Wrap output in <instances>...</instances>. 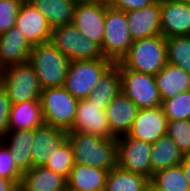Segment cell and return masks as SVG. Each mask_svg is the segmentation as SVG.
I'll return each instance as SVG.
<instances>
[{"mask_svg": "<svg viewBox=\"0 0 190 191\" xmlns=\"http://www.w3.org/2000/svg\"><path fill=\"white\" fill-rule=\"evenodd\" d=\"M108 171L75 163L67 179L70 188L80 191H104Z\"/></svg>", "mask_w": 190, "mask_h": 191, "instance_id": "7402d4cb", "label": "cell"}, {"mask_svg": "<svg viewBox=\"0 0 190 191\" xmlns=\"http://www.w3.org/2000/svg\"><path fill=\"white\" fill-rule=\"evenodd\" d=\"M117 166L145 176L152 177L151 151L152 144L137 140L126 135L116 138Z\"/></svg>", "mask_w": 190, "mask_h": 191, "instance_id": "30bf717a", "label": "cell"}, {"mask_svg": "<svg viewBox=\"0 0 190 191\" xmlns=\"http://www.w3.org/2000/svg\"><path fill=\"white\" fill-rule=\"evenodd\" d=\"M74 164L73 150L66 140L58 149L52 150L44 166L68 179Z\"/></svg>", "mask_w": 190, "mask_h": 191, "instance_id": "4dcf8cb0", "label": "cell"}, {"mask_svg": "<svg viewBox=\"0 0 190 191\" xmlns=\"http://www.w3.org/2000/svg\"><path fill=\"white\" fill-rule=\"evenodd\" d=\"M154 77L162 101L190 90V73L172 63L167 62Z\"/></svg>", "mask_w": 190, "mask_h": 191, "instance_id": "44dd1931", "label": "cell"}, {"mask_svg": "<svg viewBox=\"0 0 190 191\" xmlns=\"http://www.w3.org/2000/svg\"><path fill=\"white\" fill-rule=\"evenodd\" d=\"M29 62L42 89L64 85L70 61L51 42L34 45Z\"/></svg>", "mask_w": 190, "mask_h": 191, "instance_id": "7a4b0ae2", "label": "cell"}, {"mask_svg": "<svg viewBox=\"0 0 190 191\" xmlns=\"http://www.w3.org/2000/svg\"><path fill=\"white\" fill-rule=\"evenodd\" d=\"M15 27L32 46L50 42L52 28L47 19L27 0H24L19 8Z\"/></svg>", "mask_w": 190, "mask_h": 191, "instance_id": "5bb4252c", "label": "cell"}, {"mask_svg": "<svg viewBox=\"0 0 190 191\" xmlns=\"http://www.w3.org/2000/svg\"><path fill=\"white\" fill-rule=\"evenodd\" d=\"M64 191H80L77 189L70 188L68 185L66 186V189Z\"/></svg>", "mask_w": 190, "mask_h": 191, "instance_id": "60d3db41", "label": "cell"}, {"mask_svg": "<svg viewBox=\"0 0 190 191\" xmlns=\"http://www.w3.org/2000/svg\"><path fill=\"white\" fill-rule=\"evenodd\" d=\"M114 64L119 70L121 91L139 109L161 106L162 100L153 75L130 70L121 62Z\"/></svg>", "mask_w": 190, "mask_h": 191, "instance_id": "9c48e42d", "label": "cell"}, {"mask_svg": "<svg viewBox=\"0 0 190 191\" xmlns=\"http://www.w3.org/2000/svg\"><path fill=\"white\" fill-rule=\"evenodd\" d=\"M11 101L8 98L6 88L0 82V139L9 132V115Z\"/></svg>", "mask_w": 190, "mask_h": 191, "instance_id": "d590c367", "label": "cell"}, {"mask_svg": "<svg viewBox=\"0 0 190 191\" xmlns=\"http://www.w3.org/2000/svg\"><path fill=\"white\" fill-rule=\"evenodd\" d=\"M33 46L15 26L0 35V68L29 61Z\"/></svg>", "mask_w": 190, "mask_h": 191, "instance_id": "d6986e66", "label": "cell"}, {"mask_svg": "<svg viewBox=\"0 0 190 191\" xmlns=\"http://www.w3.org/2000/svg\"><path fill=\"white\" fill-rule=\"evenodd\" d=\"M39 100L46 124L67 132L72 129L79 100L64 86L42 89Z\"/></svg>", "mask_w": 190, "mask_h": 191, "instance_id": "277c9868", "label": "cell"}, {"mask_svg": "<svg viewBox=\"0 0 190 191\" xmlns=\"http://www.w3.org/2000/svg\"><path fill=\"white\" fill-rule=\"evenodd\" d=\"M75 163L103 168L107 171L117 166L116 137L100 138L78 131H68Z\"/></svg>", "mask_w": 190, "mask_h": 191, "instance_id": "6da1fadb", "label": "cell"}, {"mask_svg": "<svg viewBox=\"0 0 190 191\" xmlns=\"http://www.w3.org/2000/svg\"><path fill=\"white\" fill-rule=\"evenodd\" d=\"M24 0H0V35L15 26L19 8Z\"/></svg>", "mask_w": 190, "mask_h": 191, "instance_id": "e575fe53", "label": "cell"}, {"mask_svg": "<svg viewBox=\"0 0 190 191\" xmlns=\"http://www.w3.org/2000/svg\"><path fill=\"white\" fill-rule=\"evenodd\" d=\"M156 0H108L107 5L109 7L130 12L147 7L154 3Z\"/></svg>", "mask_w": 190, "mask_h": 191, "instance_id": "8d00e7d4", "label": "cell"}, {"mask_svg": "<svg viewBox=\"0 0 190 191\" xmlns=\"http://www.w3.org/2000/svg\"><path fill=\"white\" fill-rule=\"evenodd\" d=\"M167 62L190 73V35L165 38Z\"/></svg>", "mask_w": 190, "mask_h": 191, "instance_id": "f546056e", "label": "cell"}, {"mask_svg": "<svg viewBox=\"0 0 190 191\" xmlns=\"http://www.w3.org/2000/svg\"><path fill=\"white\" fill-rule=\"evenodd\" d=\"M143 191H150V181H149V183H148V185H147V188L144 189Z\"/></svg>", "mask_w": 190, "mask_h": 191, "instance_id": "ee69618b", "label": "cell"}, {"mask_svg": "<svg viewBox=\"0 0 190 191\" xmlns=\"http://www.w3.org/2000/svg\"><path fill=\"white\" fill-rule=\"evenodd\" d=\"M67 140V131L44 123L34 129V138L31 143L32 167L44 166L49 154L58 149Z\"/></svg>", "mask_w": 190, "mask_h": 191, "instance_id": "e0dca14e", "label": "cell"}, {"mask_svg": "<svg viewBox=\"0 0 190 191\" xmlns=\"http://www.w3.org/2000/svg\"><path fill=\"white\" fill-rule=\"evenodd\" d=\"M183 154L178 146L167 134L152 144L151 170L152 175L160 170L180 164Z\"/></svg>", "mask_w": 190, "mask_h": 191, "instance_id": "4316f807", "label": "cell"}, {"mask_svg": "<svg viewBox=\"0 0 190 191\" xmlns=\"http://www.w3.org/2000/svg\"><path fill=\"white\" fill-rule=\"evenodd\" d=\"M19 185H14L10 180L0 177V191H15Z\"/></svg>", "mask_w": 190, "mask_h": 191, "instance_id": "f35d334b", "label": "cell"}, {"mask_svg": "<svg viewBox=\"0 0 190 191\" xmlns=\"http://www.w3.org/2000/svg\"><path fill=\"white\" fill-rule=\"evenodd\" d=\"M180 165L190 185V154L183 155Z\"/></svg>", "mask_w": 190, "mask_h": 191, "instance_id": "74e56055", "label": "cell"}, {"mask_svg": "<svg viewBox=\"0 0 190 191\" xmlns=\"http://www.w3.org/2000/svg\"><path fill=\"white\" fill-rule=\"evenodd\" d=\"M150 191H163L159 188H156L151 182H150Z\"/></svg>", "mask_w": 190, "mask_h": 191, "instance_id": "ab89813d", "label": "cell"}, {"mask_svg": "<svg viewBox=\"0 0 190 191\" xmlns=\"http://www.w3.org/2000/svg\"><path fill=\"white\" fill-rule=\"evenodd\" d=\"M163 191H190V185L180 164L154 173L149 180Z\"/></svg>", "mask_w": 190, "mask_h": 191, "instance_id": "f1b7e54d", "label": "cell"}, {"mask_svg": "<svg viewBox=\"0 0 190 191\" xmlns=\"http://www.w3.org/2000/svg\"><path fill=\"white\" fill-rule=\"evenodd\" d=\"M132 43L126 12L107 6L105 9V33L100 46L102 56L113 64L121 62L129 52Z\"/></svg>", "mask_w": 190, "mask_h": 191, "instance_id": "5b68a950", "label": "cell"}, {"mask_svg": "<svg viewBox=\"0 0 190 191\" xmlns=\"http://www.w3.org/2000/svg\"><path fill=\"white\" fill-rule=\"evenodd\" d=\"M148 183L145 176L116 166L108 171L104 191H143Z\"/></svg>", "mask_w": 190, "mask_h": 191, "instance_id": "83f0119b", "label": "cell"}, {"mask_svg": "<svg viewBox=\"0 0 190 191\" xmlns=\"http://www.w3.org/2000/svg\"><path fill=\"white\" fill-rule=\"evenodd\" d=\"M44 123L40 101H25L11 105L9 131L35 129Z\"/></svg>", "mask_w": 190, "mask_h": 191, "instance_id": "d4e9b609", "label": "cell"}, {"mask_svg": "<svg viewBox=\"0 0 190 191\" xmlns=\"http://www.w3.org/2000/svg\"><path fill=\"white\" fill-rule=\"evenodd\" d=\"M190 6V0H177Z\"/></svg>", "mask_w": 190, "mask_h": 191, "instance_id": "b9f144b4", "label": "cell"}, {"mask_svg": "<svg viewBox=\"0 0 190 191\" xmlns=\"http://www.w3.org/2000/svg\"><path fill=\"white\" fill-rule=\"evenodd\" d=\"M33 138L34 129L9 131L2 138V140L10 147V153L13 156L12 159L22 172L32 168L31 143L33 142Z\"/></svg>", "mask_w": 190, "mask_h": 191, "instance_id": "cb8c5ba5", "label": "cell"}, {"mask_svg": "<svg viewBox=\"0 0 190 191\" xmlns=\"http://www.w3.org/2000/svg\"><path fill=\"white\" fill-rule=\"evenodd\" d=\"M167 123L161 106L139 109L126 136L153 144L166 134Z\"/></svg>", "mask_w": 190, "mask_h": 191, "instance_id": "7c38bea8", "label": "cell"}, {"mask_svg": "<svg viewBox=\"0 0 190 191\" xmlns=\"http://www.w3.org/2000/svg\"><path fill=\"white\" fill-rule=\"evenodd\" d=\"M82 1H97V2L107 3L108 0H82Z\"/></svg>", "mask_w": 190, "mask_h": 191, "instance_id": "7bdbcfd3", "label": "cell"}, {"mask_svg": "<svg viewBox=\"0 0 190 191\" xmlns=\"http://www.w3.org/2000/svg\"><path fill=\"white\" fill-rule=\"evenodd\" d=\"M168 120H190V90L161 102Z\"/></svg>", "mask_w": 190, "mask_h": 191, "instance_id": "1f68e13d", "label": "cell"}, {"mask_svg": "<svg viewBox=\"0 0 190 191\" xmlns=\"http://www.w3.org/2000/svg\"><path fill=\"white\" fill-rule=\"evenodd\" d=\"M113 63L106 58L72 61L69 64L64 87L76 99L90 96L98 79Z\"/></svg>", "mask_w": 190, "mask_h": 191, "instance_id": "52a82bcc", "label": "cell"}, {"mask_svg": "<svg viewBox=\"0 0 190 191\" xmlns=\"http://www.w3.org/2000/svg\"><path fill=\"white\" fill-rule=\"evenodd\" d=\"M139 108L121 91L105 109L111 133L117 138L126 135Z\"/></svg>", "mask_w": 190, "mask_h": 191, "instance_id": "ac0fdd59", "label": "cell"}, {"mask_svg": "<svg viewBox=\"0 0 190 191\" xmlns=\"http://www.w3.org/2000/svg\"><path fill=\"white\" fill-rule=\"evenodd\" d=\"M130 36L133 40L161 35L160 0L151 5L126 12Z\"/></svg>", "mask_w": 190, "mask_h": 191, "instance_id": "2e32d148", "label": "cell"}, {"mask_svg": "<svg viewBox=\"0 0 190 191\" xmlns=\"http://www.w3.org/2000/svg\"><path fill=\"white\" fill-rule=\"evenodd\" d=\"M160 30L165 38L190 35V6L177 0H160Z\"/></svg>", "mask_w": 190, "mask_h": 191, "instance_id": "9a60e30c", "label": "cell"}, {"mask_svg": "<svg viewBox=\"0 0 190 191\" xmlns=\"http://www.w3.org/2000/svg\"><path fill=\"white\" fill-rule=\"evenodd\" d=\"M1 84L6 88L12 104L40 101L42 88L29 61L1 69Z\"/></svg>", "mask_w": 190, "mask_h": 191, "instance_id": "8992f818", "label": "cell"}, {"mask_svg": "<svg viewBox=\"0 0 190 191\" xmlns=\"http://www.w3.org/2000/svg\"><path fill=\"white\" fill-rule=\"evenodd\" d=\"M166 134L183 155L190 154V120H168Z\"/></svg>", "mask_w": 190, "mask_h": 191, "instance_id": "d6a6232c", "label": "cell"}, {"mask_svg": "<svg viewBox=\"0 0 190 191\" xmlns=\"http://www.w3.org/2000/svg\"><path fill=\"white\" fill-rule=\"evenodd\" d=\"M48 21L53 29L73 21L75 5L78 0H27Z\"/></svg>", "mask_w": 190, "mask_h": 191, "instance_id": "603a6c76", "label": "cell"}, {"mask_svg": "<svg viewBox=\"0 0 190 191\" xmlns=\"http://www.w3.org/2000/svg\"><path fill=\"white\" fill-rule=\"evenodd\" d=\"M121 63L130 70L156 75L167 63L165 37L157 35L133 40Z\"/></svg>", "mask_w": 190, "mask_h": 191, "instance_id": "3957f363", "label": "cell"}, {"mask_svg": "<svg viewBox=\"0 0 190 191\" xmlns=\"http://www.w3.org/2000/svg\"><path fill=\"white\" fill-rule=\"evenodd\" d=\"M108 5L97 1L78 0L72 23L87 38L99 46L105 33V9Z\"/></svg>", "mask_w": 190, "mask_h": 191, "instance_id": "8fae6325", "label": "cell"}, {"mask_svg": "<svg viewBox=\"0 0 190 191\" xmlns=\"http://www.w3.org/2000/svg\"><path fill=\"white\" fill-rule=\"evenodd\" d=\"M15 191H23L21 188L17 187Z\"/></svg>", "mask_w": 190, "mask_h": 191, "instance_id": "f6af8a7d", "label": "cell"}, {"mask_svg": "<svg viewBox=\"0 0 190 191\" xmlns=\"http://www.w3.org/2000/svg\"><path fill=\"white\" fill-rule=\"evenodd\" d=\"M50 42L70 62L103 58L100 46L83 36L73 23L53 28Z\"/></svg>", "mask_w": 190, "mask_h": 191, "instance_id": "ba28073f", "label": "cell"}, {"mask_svg": "<svg viewBox=\"0 0 190 191\" xmlns=\"http://www.w3.org/2000/svg\"><path fill=\"white\" fill-rule=\"evenodd\" d=\"M119 92H121L120 74L118 67L112 64L98 79L89 97L94 103L100 106V109L105 111Z\"/></svg>", "mask_w": 190, "mask_h": 191, "instance_id": "484cf974", "label": "cell"}, {"mask_svg": "<svg viewBox=\"0 0 190 191\" xmlns=\"http://www.w3.org/2000/svg\"><path fill=\"white\" fill-rule=\"evenodd\" d=\"M70 131H78L100 138L115 137L109 128L106 113L90 97L79 100L76 118Z\"/></svg>", "mask_w": 190, "mask_h": 191, "instance_id": "4fadbf2b", "label": "cell"}, {"mask_svg": "<svg viewBox=\"0 0 190 191\" xmlns=\"http://www.w3.org/2000/svg\"><path fill=\"white\" fill-rule=\"evenodd\" d=\"M12 158L10 147L0 139V177L10 180L14 185H19L23 172Z\"/></svg>", "mask_w": 190, "mask_h": 191, "instance_id": "836d02e7", "label": "cell"}, {"mask_svg": "<svg viewBox=\"0 0 190 191\" xmlns=\"http://www.w3.org/2000/svg\"><path fill=\"white\" fill-rule=\"evenodd\" d=\"M67 179L45 166H35L23 172L19 188L23 191H64Z\"/></svg>", "mask_w": 190, "mask_h": 191, "instance_id": "ffe728a7", "label": "cell"}]
</instances>
